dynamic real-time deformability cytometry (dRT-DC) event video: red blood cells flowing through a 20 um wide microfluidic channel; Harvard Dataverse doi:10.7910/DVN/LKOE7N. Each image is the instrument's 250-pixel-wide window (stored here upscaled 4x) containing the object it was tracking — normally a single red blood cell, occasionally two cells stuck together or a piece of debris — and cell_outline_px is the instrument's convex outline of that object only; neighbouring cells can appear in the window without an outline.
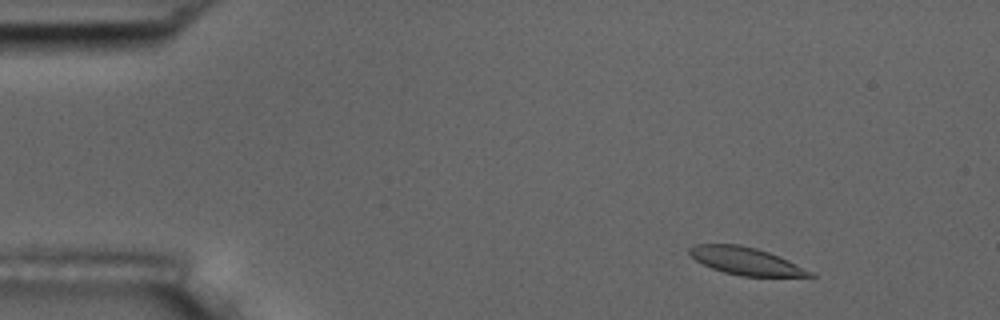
{"species": "common noctule bat (a hibernating species)", "species_latin": "Nyctalus noctula", "temperature_condition": "room temperature", "stored_images_in_passage": 5, "camera_frame_rate_fps": 3000, "um_per_image_px": 0.085, "animal": {"sex": "male", "body_mass_g": 17.5, "forearm_length_mm": 52.3}, "frame": {"image": 1, "passage_image": 2, "time_ms": 1.333, "image_size_px": [1000, 320], "cell_outline_px": [[816, 276], [740, 276], [724, 272], [712, 268], [696, 260], [688, 252], [688, 248], [696, 244], [740, 244], [756, 248], [768, 252], [788, 260], [812, 272]], "centroid_in_image_um": [63.36, 22.18], "position_along_channel_um": 21.6, "area_um2": 19.02}}
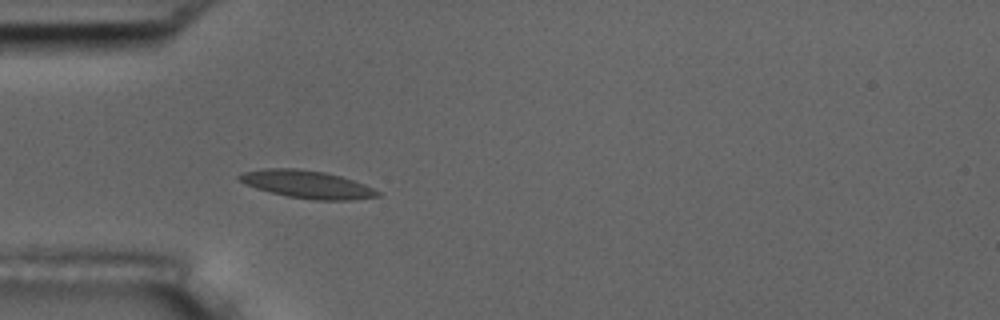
{"frame": {"image": 2, "passage_image": 5, "time_ms": 4.667, "image_size_px": [1000, 320], "cell_outline_px": [[380, 196], [352, 200], [316, 200], [288, 196], [256, 188], [244, 184], [236, 176], [240, 172], [264, 168], [296, 168], [324, 172], [340, 176], [364, 184], [380, 192]], "centroid_in_image_um": [26.06, 15.66], "position_along_channel_um": 58.9, "area_um2": 22.25}}